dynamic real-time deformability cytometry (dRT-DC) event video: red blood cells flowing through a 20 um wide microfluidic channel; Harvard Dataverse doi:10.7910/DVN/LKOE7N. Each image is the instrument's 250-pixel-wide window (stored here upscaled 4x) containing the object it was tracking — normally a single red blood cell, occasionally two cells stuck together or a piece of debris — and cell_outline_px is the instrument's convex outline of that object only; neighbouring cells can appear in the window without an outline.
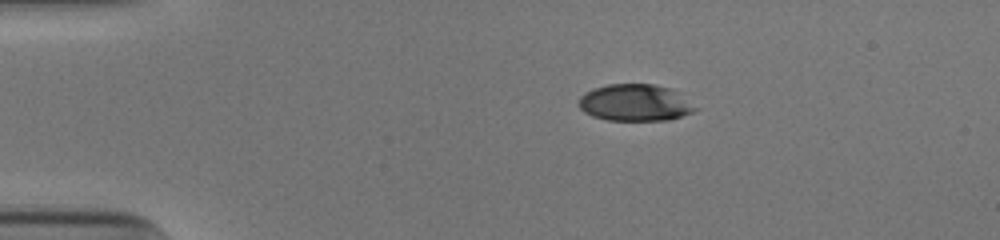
{"species": "human", "species_latin": "Homo sapiens", "temperature_condition": "cold", "stored_images_in_passage": 43, "camera_frame_rate_fps": 3000, "um_per_image_px": 0.085, "donor": {"sex": "male"}, "frame": {"image": 1, "passage_image": 1, "time_ms": 0.0, "image_size_px": [1000, 240], "cell_outline_px": [[700, 108], [692, 112], [668, 120], [608, 120], [592, 116], [584, 112], [576, 104], [580, 96], [584, 92], [592, 88], [608, 84], [656, 84], [672, 88]], "centroid_in_image_um": [53.96, 8.72], "position_along_channel_um": 31.0, "area_um2": 25.32}}
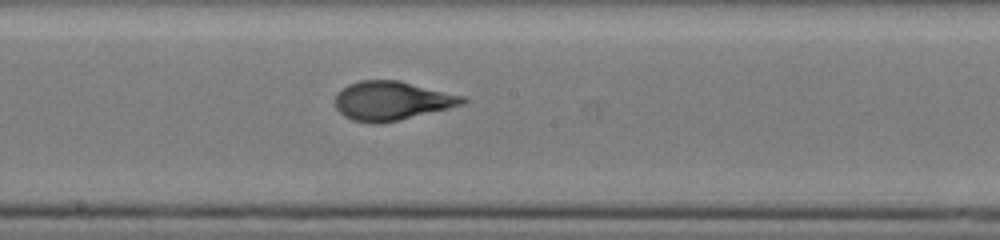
{"frame": {"image": 2, "passage_image": 20, "time_ms": 6.333, "image_size_px": [1000, 240], "cell_outline_px": [[468, 100], [464, 104], [400, 120], [380, 124], [372, 124], [352, 120], [344, 116], [336, 108], [336, 92], [348, 84], [360, 80], [400, 80], [464, 96]], "centroid_in_image_um": [33.29, 8.56], "position_along_channel_um": 214.9, "area_um2": 29.07}}
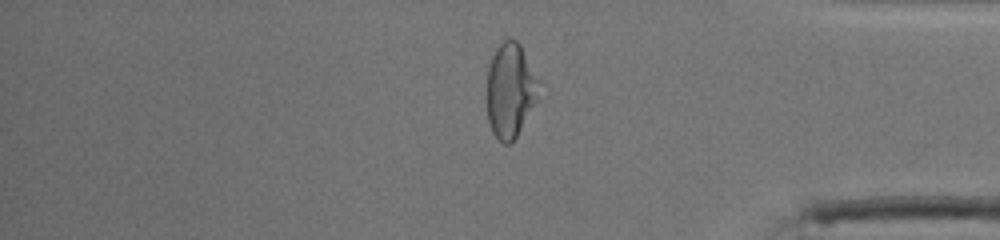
{"frame": {"image": 3, "passage_image": 35, "time_ms": 11.333, "image_size_px": [1000, 240], "cell_outline_px": [[540, 100], [512, 144], [504, 144], [492, 132], [488, 120], [484, 96], [488, 68], [492, 56], [496, 48], [504, 40], [516, 40], [520, 44], [540, 80]], "centroid_in_image_um": [43.39, 7.73], "position_along_channel_um": 391.8, "area_um2": 29.88}, "authors_computed_cell_mechanics": {"area_um2": 28.3798, "velocity_mm_per_s": 3.9169, "shape_relaxation_time_tau1_ms": 4.8079, "shape_relaxation_time_tau2_ms": 0.7016, "deformation_change_tau1": 0.1996, "deformation_change_tau2": 0.0587}}